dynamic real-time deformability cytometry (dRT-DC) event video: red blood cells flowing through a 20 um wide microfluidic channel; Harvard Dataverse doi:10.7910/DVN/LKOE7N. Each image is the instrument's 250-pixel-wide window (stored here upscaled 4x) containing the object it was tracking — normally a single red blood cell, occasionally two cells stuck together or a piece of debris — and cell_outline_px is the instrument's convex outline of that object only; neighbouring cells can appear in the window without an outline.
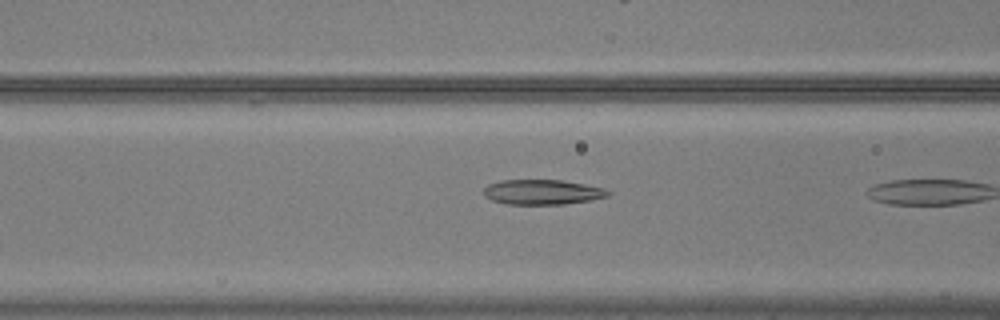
{"species": "common noctule bat (a hibernating species)", "species_latin": "Nyctalus noctula", "temperature_condition": "warm", "stored_images_in_passage": 9, "camera_frame_rate_fps": 3000, "um_per_image_px": 0.085, "animal": {"sex": "male", "body_mass_g": 20.5, "forearm_length_mm": 52.5}, "frame": {"image": 1, "passage_image": 8, "time_ms": 2.333, "image_size_px": [1000, 320], "cell_outline_px": [[612, 192], [608, 196], [592, 200], [564, 204], [508, 204], [492, 200], [484, 196], [484, 188], [488, 184], [500, 180], [560, 180], [584, 184], [604, 188]], "centroid_in_image_um": [46.11, 16.32], "position_along_channel_um": 120.5, "area_um2": 18.09}}